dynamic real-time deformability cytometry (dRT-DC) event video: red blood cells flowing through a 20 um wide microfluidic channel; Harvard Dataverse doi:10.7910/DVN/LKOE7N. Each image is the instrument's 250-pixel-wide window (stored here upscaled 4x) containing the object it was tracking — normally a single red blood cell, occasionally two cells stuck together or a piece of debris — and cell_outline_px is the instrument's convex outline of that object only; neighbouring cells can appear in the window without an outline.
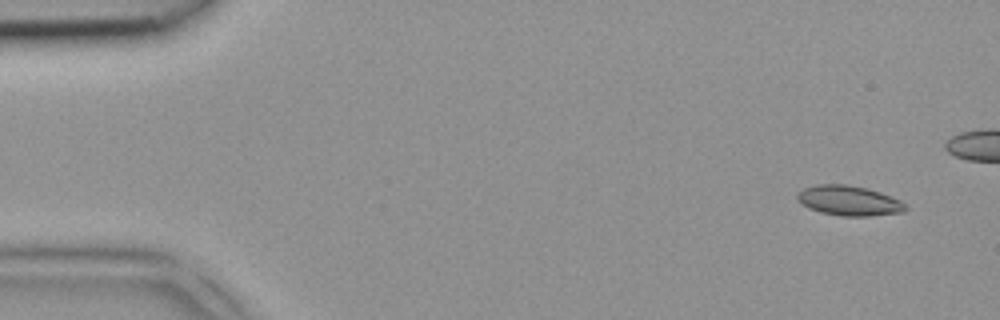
{"species": "common noctule bat (a hibernating species)", "species_latin": "Nyctalus noctula", "temperature_condition": "room temperature", "stored_images_in_passage": 4, "camera_frame_rate_fps": 3000, "um_per_image_px": 0.085, "animal": {"sex": "female", "body_mass_g": 18.4}, "frame": {"image": 1, "passage_image": 1, "time_ms": 0.0, "image_size_px": [1000, 320], "cell_outline_px": [[908, 208], [904, 212], [868, 216], [840, 216], [820, 212], [808, 208], [796, 196], [796, 192], [804, 188], [816, 184], [848, 184], [880, 192], [900, 200]], "centroid_in_image_um": [72.15, 17.05], "position_along_channel_um": 12.8, "area_um2": 18.84}}